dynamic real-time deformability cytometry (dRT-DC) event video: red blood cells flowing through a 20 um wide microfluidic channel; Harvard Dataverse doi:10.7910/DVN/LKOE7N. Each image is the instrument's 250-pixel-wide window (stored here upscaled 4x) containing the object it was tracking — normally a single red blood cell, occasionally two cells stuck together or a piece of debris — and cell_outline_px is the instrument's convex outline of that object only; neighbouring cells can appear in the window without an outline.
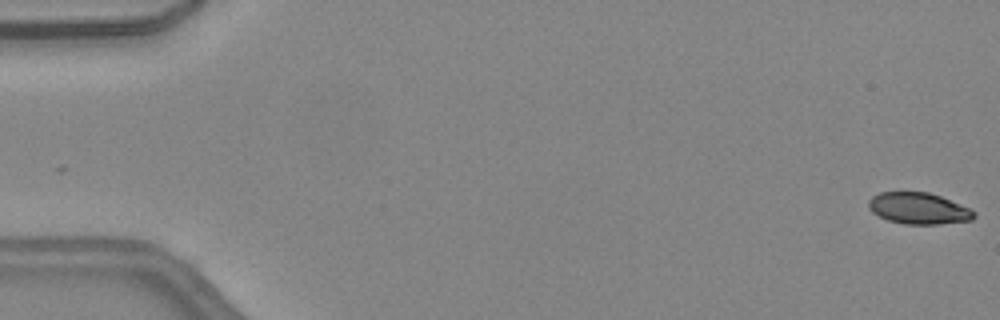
{"species": "common noctule bat (a hibernating species)", "species_latin": "Nyctalus noctula", "temperature_condition": "warm", "stored_images_in_passage": 19, "camera_frame_rate_fps": 3000, "um_per_image_px": 0.085, "animal": {"sex": "female", "body_mass_g": 24.6, "forearm_length_mm": 56.2}, "frame": {"image": 1, "passage_image": 1, "time_ms": 0.0, "image_size_px": [1000, 320], "cell_outline_px": [[976, 216], [972, 220], [940, 224], [904, 224], [888, 220], [872, 212], [868, 208], [868, 200], [872, 196], [880, 192], [928, 192], [940, 196], [968, 208], [976, 212]], "centroid_in_image_um": [78.06, 17.72], "position_along_channel_um": 6.9, "area_um2": 19.25}}